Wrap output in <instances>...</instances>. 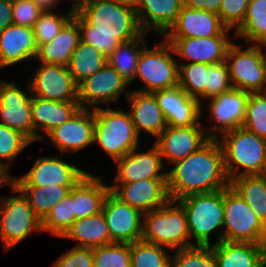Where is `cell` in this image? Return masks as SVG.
Returning <instances> with one entry per match:
<instances>
[{
    "label": "cell",
    "instance_id": "obj_1",
    "mask_svg": "<svg viewBox=\"0 0 266 267\" xmlns=\"http://www.w3.org/2000/svg\"><path fill=\"white\" fill-rule=\"evenodd\" d=\"M73 18L78 22L80 40L106 57L121 43L143 33L135 7L114 0H88L74 11Z\"/></svg>",
    "mask_w": 266,
    "mask_h": 267
},
{
    "label": "cell",
    "instance_id": "obj_2",
    "mask_svg": "<svg viewBox=\"0 0 266 267\" xmlns=\"http://www.w3.org/2000/svg\"><path fill=\"white\" fill-rule=\"evenodd\" d=\"M167 172L170 200L222 190L230 186L224 153L217 138H210L197 151L174 163Z\"/></svg>",
    "mask_w": 266,
    "mask_h": 267
},
{
    "label": "cell",
    "instance_id": "obj_3",
    "mask_svg": "<svg viewBox=\"0 0 266 267\" xmlns=\"http://www.w3.org/2000/svg\"><path fill=\"white\" fill-rule=\"evenodd\" d=\"M217 139L224 153L229 181L244 175L266 174V139L243 127L226 132Z\"/></svg>",
    "mask_w": 266,
    "mask_h": 267
},
{
    "label": "cell",
    "instance_id": "obj_4",
    "mask_svg": "<svg viewBox=\"0 0 266 267\" xmlns=\"http://www.w3.org/2000/svg\"><path fill=\"white\" fill-rule=\"evenodd\" d=\"M176 201L169 200L164 206L143 215L142 240L171 250L193 246L190 240L187 217Z\"/></svg>",
    "mask_w": 266,
    "mask_h": 267
},
{
    "label": "cell",
    "instance_id": "obj_5",
    "mask_svg": "<svg viewBox=\"0 0 266 267\" xmlns=\"http://www.w3.org/2000/svg\"><path fill=\"white\" fill-rule=\"evenodd\" d=\"M185 211L190 240L196 245H210L209 235L220 229L219 243L223 241L224 189L208 193L193 194L176 200Z\"/></svg>",
    "mask_w": 266,
    "mask_h": 267
},
{
    "label": "cell",
    "instance_id": "obj_6",
    "mask_svg": "<svg viewBox=\"0 0 266 267\" xmlns=\"http://www.w3.org/2000/svg\"><path fill=\"white\" fill-rule=\"evenodd\" d=\"M94 115V143L114 161L139 148V135L129 112L98 107Z\"/></svg>",
    "mask_w": 266,
    "mask_h": 267
},
{
    "label": "cell",
    "instance_id": "obj_7",
    "mask_svg": "<svg viewBox=\"0 0 266 267\" xmlns=\"http://www.w3.org/2000/svg\"><path fill=\"white\" fill-rule=\"evenodd\" d=\"M223 227L224 241L266 244V226L231 186L224 189Z\"/></svg>",
    "mask_w": 266,
    "mask_h": 267
},
{
    "label": "cell",
    "instance_id": "obj_8",
    "mask_svg": "<svg viewBox=\"0 0 266 267\" xmlns=\"http://www.w3.org/2000/svg\"><path fill=\"white\" fill-rule=\"evenodd\" d=\"M262 44H252L243 50L232 43L225 62L232 87L248 93L266 92V52Z\"/></svg>",
    "mask_w": 266,
    "mask_h": 267
},
{
    "label": "cell",
    "instance_id": "obj_9",
    "mask_svg": "<svg viewBox=\"0 0 266 267\" xmlns=\"http://www.w3.org/2000/svg\"><path fill=\"white\" fill-rule=\"evenodd\" d=\"M174 50L166 40L154 49L145 46L140 54L135 78L144 81L138 92L152 93L179 85V63L175 61Z\"/></svg>",
    "mask_w": 266,
    "mask_h": 267
},
{
    "label": "cell",
    "instance_id": "obj_10",
    "mask_svg": "<svg viewBox=\"0 0 266 267\" xmlns=\"http://www.w3.org/2000/svg\"><path fill=\"white\" fill-rule=\"evenodd\" d=\"M0 199V240L8 251L33 230L42 231L41 220L34 214L24 195Z\"/></svg>",
    "mask_w": 266,
    "mask_h": 267
},
{
    "label": "cell",
    "instance_id": "obj_11",
    "mask_svg": "<svg viewBox=\"0 0 266 267\" xmlns=\"http://www.w3.org/2000/svg\"><path fill=\"white\" fill-rule=\"evenodd\" d=\"M87 172L58 156L39 157L22 177L11 176L14 187L74 186Z\"/></svg>",
    "mask_w": 266,
    "mask_h": 267
},
{
    "label": "cell",
    "instance_id": "obj_12",
    "mask_svg": "<svg viewBox=\"0 0 266 267\" xmlns=\"http://www.w3.org/2000/svg\"><path fill=\"white\" fill-rule=\"evenodd\" d=\"M102 212L112 242L131 244L142 239L144 214L121 201L110 190L103 201Z\"/></svg>",
    "mask_w": 266,
    "mask_h": 267
},
{
    "label": "cell",
    "instance_id": "obj_13",
    "mask_svg": "<svg viewBox=\"0 0 266 267\" xmlns=\"http://www.w3.org/2000/svg\"><path fill=\"white\" fill-rule=\"evenodd\" d=\"M28 87L30 95L45 100L78 101V86L65 65L40 63Z\"/></svg>",
    "mask_w": 266,
    "mask_h": 267
},
{
    "label": "cell",
    "instance_id": "obj_14",
    "mask_svg": "<svg viewBox=\"0 0 266 267\" xmlns=\"http://www.w3.org/2000/svg\"><path fill=\"white\" fill-rule=\"evenodd\" d=\"M202 125H193L189 127H173L167 128L157 137L154 143L162 159L166 158L169 164L182 160L197 151L210 138H219L218 133L215 134L211 129L207 130ZM206 134V135H205Z\"/></svg>",
    "mask_w": 266,
    "mask_h": 267
},
{
    "label": "cell",
    "instance_id": "obj_15",
    "mask_svg": "<svg viewBox=\"0 0 266 267\" xmlns=\"http://www.w3.org/2000/svg\"><path fill=\"white\" fill-rule=\"evenodd\" d=\"M31 100L15 82L0 80V124L22 133L31 142L35 141V130L31 115Z\"/></svg>",
    "mask_w": 266,
    "mask_h": 267
},
{
    "label": "cell",
    "instance_id": "obj_16",
    "mask_svg": "<svg viewBox=\"0 0 266 267\" xmlns=\"http://www.w3.org/2000/svg\"><path fill=\"white\" fill-rule=\"evenodd\" d=\"M129 83L107 63L78 86V102L81 108H98L100 103L117 101Z\"/></svg>",
    "mask_w": 266,
    "mask_h": 267
},
{
    "label": "cell",
    "instance_id": "obj_17",
    "mask_svg": "<svg viewBox=\"0 0 266 267\" xmlns=\"http://www.w3.org/2000/svg\"><path fill=\"white\" fill-rule=\"evenodd\" d=\"M109 188L117 198L143 214L164 206L170 200L167 179H142L132 183H115Z\"/></svg>",
    "mask_w": 266,
    "mask_h": 267
},
{
    "label": "cell",
    "instance_id": "obj_18",
    "mask_svg": "<svg viewBox=\"0 0 266 267\" xmlns=\"http://www.w3.org/2000/svg\"><path fill=\"white\" fill-rule=\"evenodd\" d=\"M226 28L220 35L203 38H166L181 59L191 60V63L215 64L224 62L228 49L232 44ZM230 39V40H229Z\"/></svg>",
    "mask_w": 266,
    "mask_h": 267
},
{
    "label": "cell",
    "instance_id": "obj_19",
    "mask_svg": "<svg viewBox=\"0 0 266 267\" xmlns=\"http://www.w3.org/2000/svg\"><path fill=\"white\" fill-rule=\"evenodd\" d=\"M168 126L189 127L203 125L199 121L202 104L190 97L179 85L152 92Z\"/></svg>",
    "mask_w": 266,
    "mask_h": 267
},
{
    "label": "cell",
    "instance_id": "obj_20",
    "mask_svg": "<svg viewBox=\"0 0 266 267\" xmlns=\"http://www.w3.org/2000/svg\"><path fill=\"white\" fill-rule=\"evenodd\" d=\"M92 111L80 108L69 120L46 135L62 154L77 152L94 143V109Z\"/></svg>",
    "mask_w": 266,
    "mask_h": 267
},
{
    "label": "cell",
    "instance_id": "obj_21",
    "mask_svg": "<svg viewBox=\"0 0 266 267\" xmlns=\"http://www.w3.org/2000/svg\"><path fill=\"white\" fill-rule=\"evenodd\" d=\"M136 149L138 148L115 161L118 166L114 177L115 183H132L142 179H167V172L161 171L164 166L163 159L155 144L147 152L139 153Z\"/></svg>",
    "mask_w": 266,
    "mask_h": 267
},
{
    "label": "cell",
    "instance_id": "obj_22",
    "mask_svg": "<svg viewBox=\"0 0 266 267\" xmlns=\"http://www.w3.org/2000/svg\"><path fill=\"white\" fill-rule=\"evenodd\" d=\"M250 93L231 88L208 99L209 112L216 123L213 130L219 135L242 127L246 116V103Z\"/></svg>",
    "mask_w": 266,
    "mask_h": 267
},
{
    "label": "cell",
    "instance_id": "obj_23",
    "mask_svg": "<svg viewBox=\"0 0 266 267\" xmlns=\"http://www.w3.org/2000/svg\"><path fill=\"white\" fill-rule=\"evenodd\" d=\"M226 27L218 14L183 6L177 22L164 36L166 38H203L220 35Z\"/></svg>",
    "mask_w": 266,
    "mask_h": 267
},
{
    "label": "cell",
    "instance_id": "obj_24",
    "mask_svg": "<svg viewBox=\"0 0 266 267\" xmlns=\"http://www.w3.org/2000/svg\"><path fill=\"white\" fill-rule=\"evenodd\" d=\"M183 6L184 0H139L135 9L141 30L165 35L177 22Z\"/></svg>",
    "mask_w": 266,
    "mask_h": 267
},
{
    "label": "cell",
    "instance_id": "obj_25",
    "mask_svg": "<svg viewBox=\"0 0 266 267\" xmlns=\"http://www.w3.org/2000/svg\"><path fill=\"white\" fill-rule=\"evenodd\" d=\"M129 114L137 134L146 131L156 138L167 128V122L152 93L127 91Z\"/></svg>",
    "mask_w": 266,
    "mask_h": 267
},
{
    "label": "cell",
    "instance_id": "obj_26",
    "mask_svg": "<svg viewBox=\"0 0 266 267\" xmlns=\"http://www.w3.org/2000/svg\"><path fill=\"white\" fill-rule=\"evenodd\" d=\"M78 101H52L32 96L31 115L35 130V141L43 140L39 130L48 134L56 127L69 120L79 109Z\"/></svg>",
    "mask_w": 266,
    "mask_h": 267
},
{
    "label": "cell",
    "instance_id": "obj_27",
    "mask_svg": "<svg viewBox=\"0 0 266 267\" xmlns=\"http://www.w3.org/2000/svg\"><path fill=\"white\" fill-rule=\"evenodd\" d=\"M37 45L33 29L12 24L0 32V68L11 66L26 59H34Z\"/></svg>",
    "mask_w": 266,
    "mask_h": 267
},
{
    "label": "cell",
    "instance_id": "obj_28",
    "mask_svg": "<svg viewBox=\"0 0 266 267\" xmlns=\"http://www.w3.org/2000/svg\"><path fill=\"white\" fill-rule=\"evenodd\" d=\"M218 267H265L266 244L221 241L213 246Z\"/></svg>",
    "mask_w": 266,
    "mask_h": 267
},
{
    "label": "cell",
    "instance_id": "obj_29",
    "mask_svg": "<svg viewBox=\"0 0 266 267\" xmlns=\"http://www.w3.org/2000/svg\"><path fill=\"white\" fill-rule=\"evenodd\" d=\"M100 177L84 175L72 188L75 220L95 215L102 211L103 201L109 192Z\"/></svg>",
    "mask_w": 266,
    "mask_h": 267
},
{
    "label": "cell",
    "instance_id": "obj_30",
    "mask_svg": "<svg viewBox=\"0 0 266 267\" xmlns=\"http://www.w3.org/2000/svg\"><path fill=\"white\" fill-rule=\"evenodd\" d=\"M79 41L78 22L72 17L52 41L37 47L35 59L42 64L67 66Z\"/></svg>",
    "mask_w": 266,
    "mask_h": 267
},
{
    "label": "cell",
    "instance_id": "obj_31",
    "mask_svg": "<svg viewBox=\"0 0 266 267\" xmlns=\"http://www.w3.org/2000/svg\"><path fill=\"white\" fill-rule=\"evenodd\" d=\"M62 238L73 239L74 246L96 248L113 243L102 211L81 219H76Z\"/></svg>",
    "mask_w": 266,
    "mask_h": 267
},
{
    "label": "cell",
    "instance_id": "obj_32",
    "mask_svg": "<svg viewBox=\"0 0 266 267\" xmlns=\"http://www.w3.org/2000/svg\"><path fill=\"white\" fill-rule=\"evenodd\" d=\"M11 194L21 192L28 200L34 214L42 221L50 210L70 192L73 186L14 187Z\"/></svg>",
    "mask_w": 266,
    "mask_h": 267
},
{
    "label": "cell",
    "instance_id": "obj_33",
    "mask_svg": "<svg viewBox=\"0 0 266 267\" xmlns=\"http://www.w3.org/2000/svg\"><path fill=\"white\" fill-rule=\"evenodd\" d=\"M230 186L249 204L266 226V174L240 176L231 180Z\"/></svg>",
    "mask_w": 266,
    "mask_h": 267
},
{
    "label": "cell",
    "instance_id": "obj_34",
    "mask_svg": "<svg viewBox=\"0 0 266 267\" xmlns=\"http://www.w3.org/2000/svg\"><path fill=\"white\" fill-rule=\"evenodd\" d=\"M146 35L147 33L143 32L138 38L121 43L106 59L107 64L129 84L135 80L138 60L142 49L146 46Z\"/></svg>",
    "mask_w": 266,
    "mask_h": 267
},
{
    "label": "cell",
    "instance_id": "obj_35",
    "mask_svg": "<svg viewBox=\"0 0 266 267\" xmlns=\"http://www.w3.org/2000/svg\"><path fill=\"white\" fill-rule=\"evenodd\" d=\"M106 59L107 57L97 48L80 40L67 68L78 85L98 72L107 63Z\"/></svg>",
    "mask_w": 266,
    "mask_h": 267
},
{
    "label": "cell",
    "instance_id": "obj_36",
    "mask_svg": "<svg viewBox=\"0 0 266 267\" xmlns=\"http://www.w3.org/2000/svg\"><path fill=\"white\" fill-rule=\"evenodd\" d=\"M234 36L247 43L266 45V0H249L244 20Z\"/></svg>",
    "mask_w": 266,
    "mask_h": 267
},
{
    "label": "cell",
    "instance_id": "obj_37",
    "mask_svg": "<svg viewBox=\"0 0 266 267\" xmlns=\"http://www.w3.org/2000/svg\"><path fill=\"white\" fill-rule=\"evenodd\" d=\"M130 252L131 267H171L167 249L155 243L138 240L130 244Z\"/></svg>",
    "mask_w": 266,
    "mask_h": 267
},
{
    "label": "cell",
    "instance_id": "obj_38",
    "mask_svg": "<svg viewBox=\"0 0 266 267\" xmlns=\"http://www.w3.org/2000/svg\"><path fill=\"white\" fill-rule=\"evenodd\" d=\"M208 64L179 63V86L190 96L199 100L206 99ZM201 98V101H200Z\"/></svg>",
    "mask_w": 266,
    "mask_h": 267
},
{
    "label": "cell",
    "instance_id": "obj_39",
    "mask_svg": "<svg viewBox=\"0 0 266 267\" xmlns=\"http://www.w3.org/2000/svg\"><path fill=\"white\" fill-rule=\"evenodd\" d=\"M75 221L72 189L57 203L41 221L42 231H48L56 237H62Z\"/></svg>",
    "mask_w": 266,
    "mask_h": 267
},
{
    "label": "cell",
    "instance_id": "obj_40",
    "mask_svg": "<svg viewBox=\"0 0 266 267\" xmlns=\"http://www.w3.org/2000/svg\"><path fill=\"white\" fill-rule=\"evenodd\" d=\"M171 267H218L210 245H193L176 250L171 256Z\"/></svg>",
    "mask_w": 266,
    "mask_h": 267
},
{
    "label": "cell",
    "instance_id": "obj_41",
    "mask_svg": "<svg viewBox=\"0 0 266 267\" xmlns=\"http://www.w3.org/2000/svg\"><path fill=\"white\" fill-rule=\"evenodd\" d=\"M73 15L72 8L65 16L44 11L32 27L37 47L52 41Z\"/></svg>",
    "mask_w": 266,
    "mask_h": 267
},
{
    "label": "cell",
    "instance_id": "obj_42",
    "mask_svg": "<svg viewBox=\"0 0 266 267\" xmlns=\"http://www.w3.org/2000/svg\"><path fill=\"white\" fill-rule=\"evenodd\" d=\"M242 127L266 139V92L250 93Z\"/></svg>",
    "mask_w": 266,
    "mask_h": 267
},
{
    "label": "cell",
    "instance_id": "obj_43",
    "mask_svg": "<svg viewBox=\"0 0 266 267\" xmlns=\"http://www.w3.org/2000/svg\"><path fill=\"white\" fill-rule=\"evenodd\" d=\"M93 267H131L130 244L111 243L93 248Z\"/></svg>",
    "mask_w": 266,
    "mask_h": 267
},
{
    "label": "cell",
    "instance_id": "obj_44",
    "mask_svg": "<svg viewBox=\"0 0 266 267\" xmlns=\"http://www.w3.org/2000/svg\"><path fill=\"white\" fill-rule=\"evenodd\" d=\"M31 143L22 133L0 124V160L6 161H0V166L9 174L11 165L7 163L13 161Z\"/></svg>",
    "mask_w": 266,
    "mask_h": 267
},
{
    "label": "cell",
    "instance_id": "obj_45",
    "mask_svg": "<svg viewBox=\"0 0 266 267\" xmlns=\"http://www.w3.org/2000/svg\"><path fill=\"white\" fill-rule=\"evenodd\" d=\"M231 88L233 87L226 62L210 64L207 70L206 98L218 96Z\"/></svg>",
    "mask_w": 266,
    "mask_h": 267
},
{
    "label": "cell",
    "instance_id": "obj_46",
    "mask_svg": "<svg viewBox=\"0 0 266 267\" xmlns=\"http://www.w3.org/2000/svg\"><path fill=\"white\" fill-rule=\"evenodd\" d=\"M249 0H221L218 15L222 24L236 31L242 24L246 15Z\"/></svg>",
    "mask_w": 266,
    "mask_h": 267
},
{
    "label": "cell",
    "instance_id": "obj_47",
    "mask_svg": "<svg viewBox=\"0 0 266 267\" xmlns=\"http://www.w3.org/2000/svg\"><path fill=\"white\" fill-rule=\"evenodd\" d=\"M44 12L33 0H12L13 24L33 27Z\"/></svg>",
    "mask_w": 266,
    "mask_h": 267
},
{
    "label": "cell",
    "instance_id": "obj_48",
    "mask_svg": "<svg viewBox=\"0 0 266 267\" xmlns=\"http://www.w3.org/2000/svg\"><path fill=\"white\" fill-rule=\"evenodd\" d=\"M93 248L74 246L61 255L52 267H93Z\"/></svg>",
    "mask_w": 266,
    "mask_h": 267
},
{
    "label": "cell",
    "instance_id": "obj_49",
    "mask_svg": "<svg viewBox=\"0 0 266 267\" xmlns=\"http://www.w3.org/2000/svg\"><path fill=\"white\" fill-rule=\"evenodd\" d=\"M221 0H184V6L218 14Z\"/></svg>",
    "mask_w": 266,
    "mask_h": 267
},
{
    "label": "cell",
    "instance_id": "obj_50",
    "mask_svg": "<svg viewBox=\"0 0 266 267\" xmlns=\"http://www.w3.org/2000/svg\"><path fill=\"white\" fill-rule=\"evenodd\" d=\"M12 24V0H0V32H3Z\"/></svg>",
    "mask_w": 266,
    "mask_h": 267
},
{
    "label": "cell",
    "instance_id": "obj_51",
    "mask_svg": "<svg viewBox=\"0 0 266 267\" xmlns=\"http://www.w3.org/2000/svg\"><path fill=\"white\" fill-rule=\"evenodd\" d=\"M42 10L51 11L60 0H33Z\"/></svg>",
    "mask_w": 266,
    "mask_h": 267
},
{
    "label": "cell",
    "instance_id": "obj_52",
    "mask_svg": "<svg viewBox=\"0 0 266 267\" xmlns=\"http://www.w3.org/2000/svg\"><path fill=\"white\" fill-rule=\"evenodd\" d=\"M11 184V175H9L1 166H0V188Z\"/></svg>",
    "mask_w": 266,
    "mask_h": 267
},
{
    "label": "cell",
    "instance_id": "obj_53",
    "mask_svg": "<svg viewBox=\"0 0 266 267\" xmlns=\"http://www.w3.org/2000/svg\"><path fill=\"white\" fill-rule=\"evenodd\" d=\"M82 5H83V0H73L72 9L74 11H77Z\"/></svg>",
    "mask_w": 266,
    "mask_h": 267
},
{
    "label": "cell",
    "instance_id": "obj_54",
    "mask_svg": "<svg viewBox=\"0 0 266 267\" xmlns=\"http://www.w3.org/2000/svg\"><path fill=\"white\" fill-rule=\"evenodd\" d=\"M114 1L125 3V4H128V5H131V6L135 7L138 4L139 0H114Z\"/></svg>",
    "mask_w": 266,
    "mask_h": 267
}]
</instances>
